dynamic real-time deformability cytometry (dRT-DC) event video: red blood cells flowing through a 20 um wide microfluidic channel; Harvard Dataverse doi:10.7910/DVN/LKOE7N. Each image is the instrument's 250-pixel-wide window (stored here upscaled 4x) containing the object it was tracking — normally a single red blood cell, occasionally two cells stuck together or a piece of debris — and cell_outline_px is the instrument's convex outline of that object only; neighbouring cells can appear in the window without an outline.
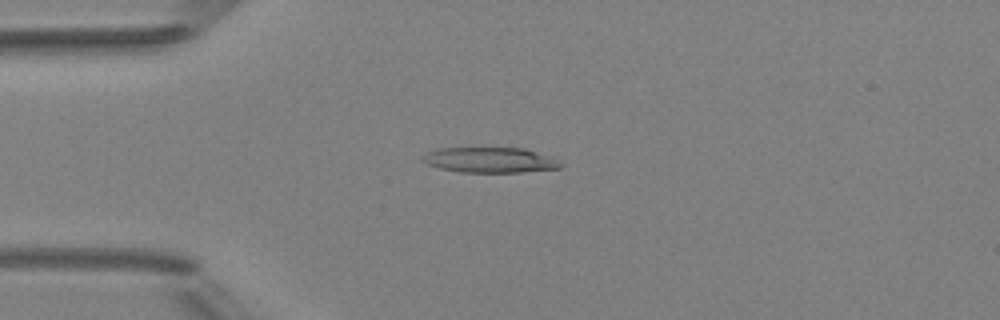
{"species": "Egyptian fruit bat (a non-hibernating species)", "species_latin": "Rousettus aegyptiacus", "temperature_condition": "room temperature", "stored_images_in_passage": 3, "camera_frame_rate_fps": 3000, "um_per_image_px": 0.085, "animal": {"sex": "female"}, "frame": {"image": 1, "passage_image": 1, "time_ms": 0.0, "image_size_px": [1000, 320], "cell_outline_px": [[564, 164], [560, 168], [520, 172], [460, 172], [440, 168], [428, 164], [420, 160], [420, 156], [424, 152], [436, 148], [524, 148], [552, 156]], "centroid_in_image_um": [41.62, 13.59], "position_along_channel_um": 43.4, "area_um2": 20.63}}
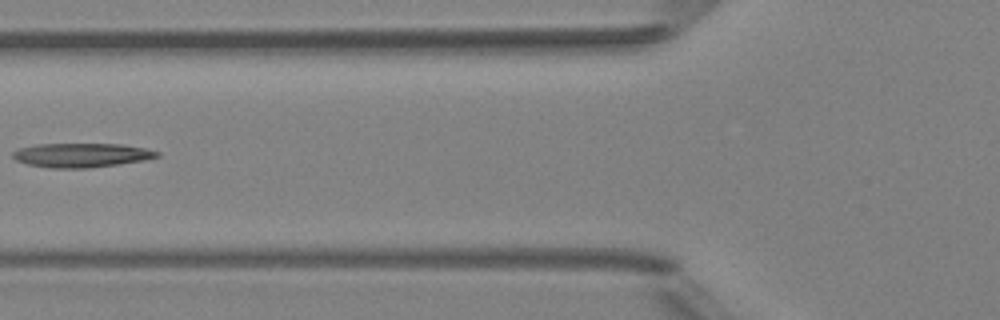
{"frame": {"image": 2, "passage_image": 3, "time_ms": 2.333, "image_size_px": [1000, 320], "cell_outline_px": [[160, 156], [144, 160], [88, 168], [52, 168], [28, 164], [16, 160], [12, 156], [12, 152], [16, 148], [36, 144], [120, 144], [144, 148], [160, 152]], "centroid_in_image_um": [6.88, 13.18], "position_along_channel_um": 118.9, "area_um2": 20.23}}